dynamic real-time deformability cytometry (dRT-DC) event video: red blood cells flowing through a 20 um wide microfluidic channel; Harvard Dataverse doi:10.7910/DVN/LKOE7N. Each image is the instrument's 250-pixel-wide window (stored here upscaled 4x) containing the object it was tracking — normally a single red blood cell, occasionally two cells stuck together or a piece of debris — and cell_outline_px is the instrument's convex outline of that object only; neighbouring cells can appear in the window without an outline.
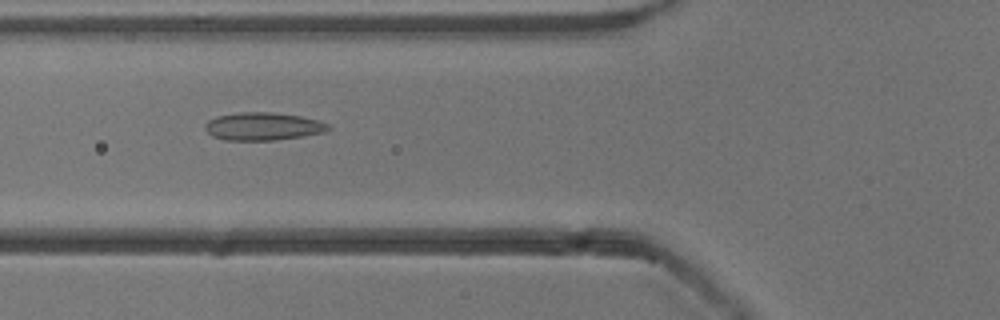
{"species": "common noctule bat (a hibernating species)", "species_latin": "Nyctalus noctula", "temperature_condition": "cold", "stored_images_in_passage": 52, "camera_frame_rate_fps": 3000, "um_per_image_px": 0.085, "animal": {"sex": "male", "body_mass_g": 13.3}, "frame": {"image": 1, "passage_image": 19, "time_ms": 6.0, "image_size_px": [1000, 320], "cell_outline_px": [[332, 128], [324, 132], [304, 136], [276, 140], [224, 140], [212, 136], [204, 128], [204, 124], [208, 120], [216, 116], [240, 112], [272, 112], [300, 116], [320, 120], [328, 124]], "centroid_in_image_um": [22.36, 10.74], "position_along_channel_um": 103.4, "area_um2": 20.17}}
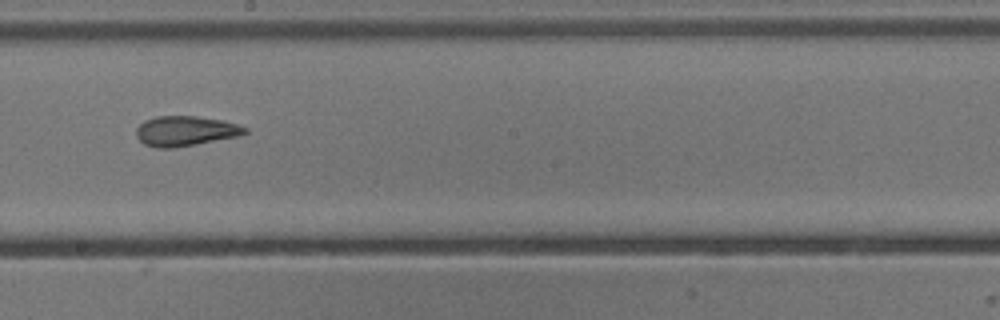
{"frame": {"image": 2, "passage_image": 29, "time_ms": 9.333, "image_size_px": [1000, 320], "cell_outline_px": [[248, 132], [240, 136], [196, 144], [172, 148], [156, 148], [144, 144], [136, 136], [136, 128], [144, 120], [156, 116], [196, 116], [220, 120], [236, 124], [248, 128]], "centroid_in_image_um": [15.75, 11.14], "position_along_channel_um": 232.5, "area_um2": 19.02}}
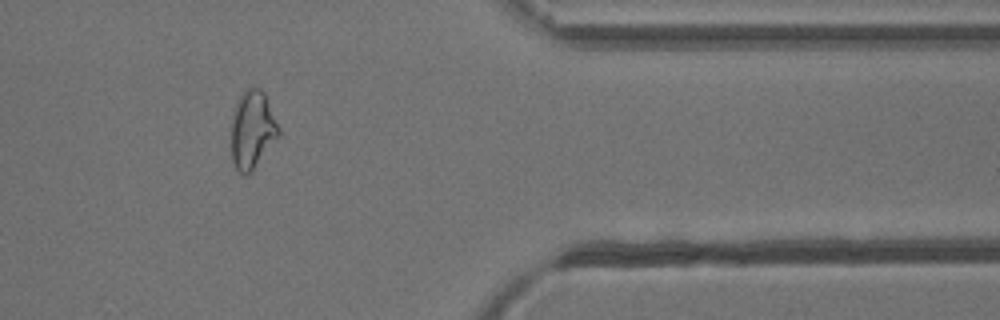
{"frame": {"image": 3, "passage_image": 43, "time_ms": 14.0, "image_size_px": [1000, 320], "cell_outline_px": [[280, 136], [252, 172], [240, 172], [236, 168], [232, 160], [232, 120], [236, 104], [240, 96], [248, 88], [260, 88], [264, 92], [280, 128]], "centroid_in_image_um": [21.49, 11.04], "position_along_channel_um": 389.9, "area_um2": 21.33}, "authors_computed_cell_mechanics": {"area_um2": 20.7502, "velocity_mm_per_s": 3.8492, "shape_relaxation_time_tau1_ms": null, "shape_relaxation_time_tau2_ms": 2.692, "deformation_change_tau1": null, "deformation_change_tau2": 0.0961}}